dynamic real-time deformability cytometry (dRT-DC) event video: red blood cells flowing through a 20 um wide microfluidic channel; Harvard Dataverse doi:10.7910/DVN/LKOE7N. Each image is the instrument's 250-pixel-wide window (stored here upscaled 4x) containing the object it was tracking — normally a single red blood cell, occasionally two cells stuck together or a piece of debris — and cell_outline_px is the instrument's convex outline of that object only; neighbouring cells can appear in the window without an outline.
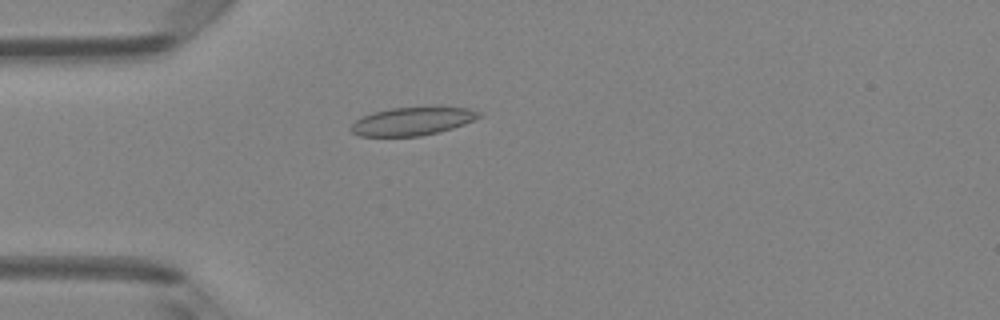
{"species": "Egyptian fruit bat (a non-hibernating species)", "species_latin": "Rousettus aegyptiacus", "temperature_condition": "room temperature", "stored_images_in_passage": 4, "camera_frame_rate_fps": 3000, "um_per_image_px": 0.085, "animal": {"sex": "female"}, "frame": {"image": 1, "passage_image": 4, "time_ms": 1.0, "image_size_px": [1000, 320], "cell_outline_px": [[484, 116], [464, 124], [440, 132], [420, 136], [360, 136], [352, 132], [348, 128], [360, 116], [372, 112], [392, 108], [432, 104], [468, 108], [484, 112]], "centroid_in_image_um": [35.13, 10.25], "position_along_channel_um": 49.9, "area_um2": 22.08}}